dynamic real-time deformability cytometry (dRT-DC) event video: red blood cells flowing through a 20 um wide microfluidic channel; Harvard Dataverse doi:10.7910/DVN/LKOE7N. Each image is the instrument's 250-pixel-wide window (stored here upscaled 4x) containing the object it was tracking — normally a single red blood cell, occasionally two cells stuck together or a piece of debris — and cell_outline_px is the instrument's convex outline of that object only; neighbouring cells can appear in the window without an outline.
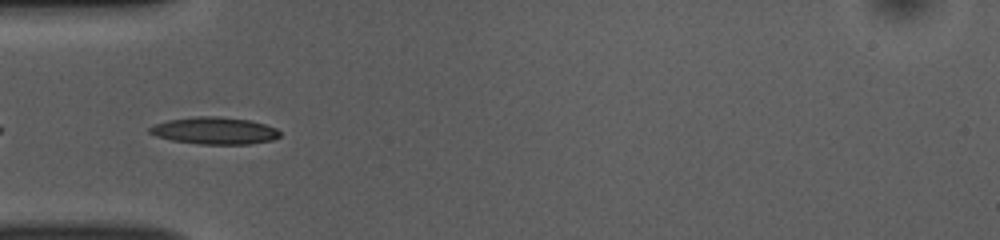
{"species": "common noctule bat (a hibernating species)", "species_latin": "Nyctalus noctula", "temperature_condition": "room temperature", "stored_images_in_passage": 23, "camera_frame_rate_fps": 3000, "um_per_image_px": 0.085, "animal": {"sex": "female", "body_mass_g": 10.0, "forearm_length_mm": 53.1}, "frame": {"image": 1, "passage_image": 2, "time_ms": 0.333, "image_size_px": [1000, 240], "cell_outline_px": [[280, 136], [272, 140], [248, 144], [200, 144], [172, 140], [156, 136], [148, 132], [148, 128], [156, 124], [168, 120], [196, 116], [220, 116], [248, 120], [264, 124], [276, 128], [280, 132]], "centroid_in_image_um": [18.23, 11.1], "position_along_channel_um": 66.8, "area_um2": 20.46}}
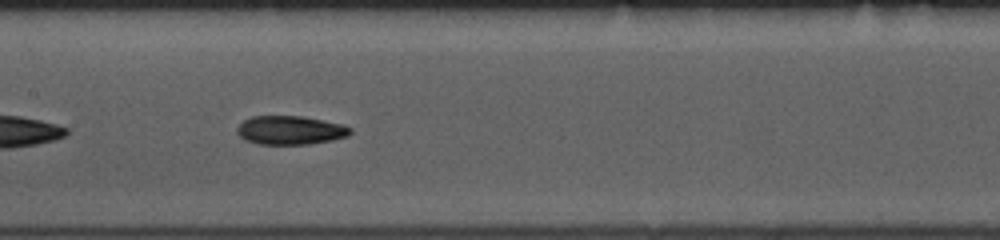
{"frame": {"image": 2, "passage_image": 11, "time_ms": 3.333, "image_size_px": [1000, 240], "cell_outline_px": [[352, 132], [348, 136], [332, 140], [308, 144], [260, 144], [244, 140], [236, 132], [236, 128], [244, 120], [252, 116], [304, 116], [344, 124], [352, 128]], "centroid_in_image_um": [24.69, 11.06], "position_along_channel_um": 182.7, "area_um2": 19.13}}
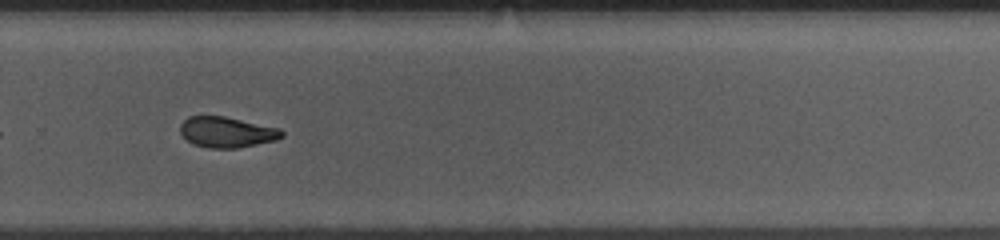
{"frame": {"image": 3, "passage_image": 21, "time_ms": 6.667, "image_size_px": [1000, 240], "cell_outline_px": [[284, 136], [276, 140], [236, 148], [208, 148], [192, 144], [180, 132], [180, 124], [188, 116], [224, 116], [280, 128], [284, 132]], "centroid_in_image_um": [19.28, 11.23], "position_along_channel_um": 310.5, "area_um2": 18.15}}